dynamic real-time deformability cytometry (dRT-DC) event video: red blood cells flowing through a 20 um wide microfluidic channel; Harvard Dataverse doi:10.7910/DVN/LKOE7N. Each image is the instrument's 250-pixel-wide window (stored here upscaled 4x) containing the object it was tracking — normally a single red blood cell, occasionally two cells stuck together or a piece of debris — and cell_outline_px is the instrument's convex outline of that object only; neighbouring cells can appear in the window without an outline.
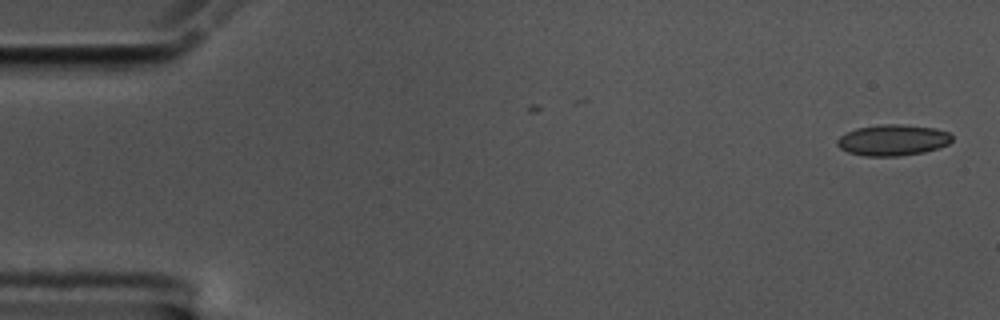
{"species": "common noctule bat (a hibernating species)", "species_latin": "Nyctalus noctula", "temperature_condition": "cold", "stored_images_in_passage": 5, "camera_frame_rate_fps": 3000, "um_per_image_px": 0.085, "animal": {"sex": "male", "body_mass_g": 17.5, "forearm_length_mm": 52.3}, "frame": {"image": 1, "passage_image": 1, "time_ms": 0.0, "image_size_px": [1000, 320], "cell_outline_px": [[952, 140], [948, 144], [940, 148], [924, 152], [900, 156], [864, 156], [848, 152], [840, 148], [836, 144], [836, 140], [840, 136], [856, 128], [880, 124], [904, 124], [936, 128], [948, 132], [952, 136]], "centroid_in_image_um": [75.9, 11.9], "position_along_channel_um": 9.1, "area_um2": 20.98}}